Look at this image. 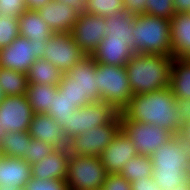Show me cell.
Returning a JSON list of instances; mask_svg holds the SVG:
<instances>
[{
	"label": "cell",
	"instance_id": "1f68e13d",
	"mask_svg": "<svg viewBox=\"0 0 190 190\" xmlns=\"http://www.w3.org/2000/svg\"><path fill=\"white\" fill-rule=\"evenodd\" d=\"M19 36L18 19L0 15V49L10 45Z\"/></svg>",
	"mask_w": 190,
	"mask_h": 190
},
{
	"label": "cell",
	"instance_id": "4316f807",
	"mask_svg": "<svg viewBox=\"0 0 190 190\" xmlns=\"http://www.w3.org/2000/svg\"><path fill=\"white\" fill-rule=\"evenodd\" d=\"M31 139L28 131L7 132L1 143L0 152L4 157L25 159Z\"/></svg>",
	"mask_w": 190,
	"mask_h": 190
},
{
	"label": "cell",
	"instance_id": "ab89813d",
	"mask_svg": "<svg viewBox=\"0 0 190 190\" xmlns=\"http://www.w3.org/2000/svg\"><path fill=\"white\" fill-rule=\"evenodd\" d=\"M147 0H123L124 10L133 15H142L145 13V4Z\"/></svg>",
	"mask_w": 190,
	"mask_h": 190
},
{
	"label": "cell",
	"instance_id": "f6af8a7d",
	"mask_svg": "<svg viewBox=\"0 0 190 190\" xmlns=\"http://www.w3.org/2000/svg\"><path fill=\"white\" fill-rule=\"evenodd\" d=\"M179 136L183 139L185 145L190 149V121L182 126Z\"/></svg>",
	"mask_w": 190,
	"mask_h": 190
},
{
	"label": "cell",
	"instance_id": "52a82bcc",
	"mask_svg": "<svg viewBox=\"0 0 190 190\" xmlns=\"http://www.w3.org/2000/svg\"><path fill=\"white\" fill-rule=\"evenodd\" d=\"M119 115L120 112L114 106L104 101L91 102L74 111L72 116L62 125V129L69 139L74 135L90 130L92 127L110 124Z\"/></svg>",
	"mask_w": 190,
	"mask_h": 190
},
{
	"label": "cell",
	"instance_id": "83f0119b",
	"mask_svg": "<svg viewBox=\"0 0 190 190\" xmlns=\"http://www.w3.org/2000/svg\"><path fill=\"white\" fill-rule=\"evenodd\" d=\"M27 86L25 73L0 67V88L5 96L25 95Z\"/></svg>",
	"mask_w": 190,
	"mask_h": 190
},
{
	"label": "cell",
	"instance_id": "836d02e7",
	"mask_svg": "<svg viewBox=\"0 0 190 190\" xmlns=\"http://www.w3.org/2000/svg\"><path fill=\"white\" fill-rule=\"evenodd\" d=\"M144 14L171 20L176 14L173 0H147Z\"/></svg>",
	"mask_w": 190,
	"mask_h": 190
},
{
	"label": "cell",
	"instance_id": "f35d334b",
	"mask_svg": "<svg viewBox=\"0 0 190 190\" xmlns=\"http://www.w3.org/2000/svg\"><path fill=\"white\" fill-rule=\"evenodd\" d=\"M176 110L182 127L190 121V99H176Z\"/></svg>",
	"mask_w": 190,
	"mask_h": 190
},
{
	"label": "cell",
	"instance_id": "60d3db41",
	"mask_svg": "<svg viewBox=\"0 0 190 190\" xmlns=\"http://www.w3.org/2000/svg\"><path fill=\"white\" fill-rule=\"evenodd\" d=\"M131 187L132 190H161L152 176L131 182Z\"/></svg>",
	"mask_w": 190,
	"mask_h": 190
},
{
	"label": "cell",
	"instance_id": "7c38bea8",
	"mask_svg": "<svg viewBox=\"0 0 190 190\" xmlns=\"http://www.w3.org/2000/svg\"><path fill=\"white\" fill-rule=\"evenodd\" d=\"M105 27V17L82 12L79 13L74 28L70 33L81 51L85 55L91 56L106 36Z\"/></svg>",
	"mask_w": 190,
	"mask_h": 190
},
{
	"label": "cell",
	"instance_id": "30bf717a",
	"mask_svg": "<svg viewBox=\"0 0 190 190\" xmlns=\"http://www.w3.org/2000/svg\"><path fill=\"white\" fill-rule=\"evenodd\" d=\"M86 56L71 33H53L45 43L43 59L55 65L61 73L68 72Z\"/></svg>",
	"mask_w": 190,
	"mask_h": 190
},
{
	"label": "cell",
	"instance_id": "277c9868",
	"mask_svg": "<svg viewBox=\"0 0 190 190\" xmlns=\"http://www.w3.org/2000/svg\"><path fill=\"white\" fill-rule=\"evenodd\" d=\"M132 49L135 54L172 56L170 20L146 14L135 17Z\"/></svg>",
	"mask_w": 190,
	"mask_h": 190
},
{
	"label": "cell",
	"instance_id": "6da1fadb",
	"mask_svg": "<svg viewBox=\"0 0 190 190\" xmlns=\"http://www.w3.org/2000/svg\"><path fill=\"white\" fill-rule=\"evenodd\" d=\"M120 119H130L154 124L168 130L175 136L181 132L176 98L170 87L145 94L133 95L121 110Z\"/></svg>",
	"mask_w": 190,
	"mask_h": 190
},
{
	"label": "cell",
	"instance_id": "44dd1931",
	"mask_svg": "<svg viewBox=\"0 0 190 190\" xmlns=\"http://www.w3.org/2000/svg\"><path fill=\"white\" fill-rule=\"evenodd\" d=\"M19 35L32 41V44L45 45L53 31L40 17L37 10H26L18 19Z\"/></svg>",
	"mask_w": 190,
	"mask_h": 190
},
{
	"label": "cell",
	"instance_id": "ee69618b",
	"mask_svg": "<svg viewBox=\"0 0 190 190\" xmlns=\"http://www.w3.org/2000/svg\"><path fill=\"white\" fill-rule=\"evenodd\" d=\"M52 0H24L27 10H38L45 7Z\"/></svg>",
	"mask_w": 190,
	"mask_h": 190
},
{
	"label": "cell",
	"instance_id": "d6a6232c",
	"mask_svg": "<svg viewBox=\"0 0 190 190\" xmlns=\"http://www.w3.org/2000/svg\"><path fill=\"white\" fill-rule=\"evenodd\" d=\"M58 92L73 102L77 109L91 103L89 100H81V90L77 84L73 83L64 73L58 84Z\"/></svg>",
	"mask_w": 190,
	"mask_h": 190
},
{
	"label": "cell",
	"instance_id": "74e56055",
	"mask_svg": "<svg viewBox=\"0 0 190 190\" xmlns=\"http://www.w3.org/2000/svg\"><path fill=\"white\" fill-rule=\"evenodd\" d=\"M101 190H132L131 183L120 174H107Z\"/></svg>",
	"mask_w": 190,
	"mask_h": 190
},
{
	"label": "cell",
	"instance_id": "7dc6e473",
	"mask_svg": "<svg viewBox=\"0 0 190 190\" xmlns=\"http://www.w3.org/2000/svg\"><path fill=\"white\" fill-rule=\"evenodd\" d=\"M0 190H24L13 185H0Z\"/></svg>",
	"mask_w": 190,
	"mask_h": 190
},
{
	"label": "cell",
	"instance_id": "3957f363",
	"mask_svg": "<svg viewBox=\"0 0 190 190\" xmlns=\"http://www.w3.org/2000/svg\"><path fill=\"white\" fill-rule=\"evenodd\" d=\"M174 57L135 54L125 65L133 95L170 87Z\"/></svg>",
	"mask_w": 190,
	"mask_h": 190
},
{
	"label": "cell",
	"instance_id": "8992f818",
	"mask_svg": "<svg viewBox=\"0 0 190 190\" xmlns=\"http://www.w3.org/2000/svg\"><path fill=\"white\" fill-rule=\"evenodd\" d=\"M106 176L99 156L70 154L66 179L69 190H101Z\"/></svg>",
	"mask_w": 190,
	"mask_h": 190
},
{
	"label": "cell",
	"instance_id": "f1b7e54d",
	"mask_svg": "<svg viewBox=\"0 0 190 190\" xmlns=\"http://www.w3.org/2000/svg\"><path fill=\"white\" fill-rule=\"evenodd\" d=\"M153 173L151 157L138 154L130 159L120 172L130 183L143 178H150Z\"/></svg>",
	"mask_w": 190,
	"mask_h": 190
},
{
	"label": "cell",
	"instance_id": "484cf974",
	"mask_svg": "<svg viewBox=\"0 0 190 190\" xmlns=\"http://www.w3.org/2000/svg\"><path fill=\"white\" fill-rule=\"evenodd\" d=\"M28 84L58 86L62 78L61 71L45 59H37L26 73Z\"/></svg>",
	"mask_w": 190,
	"mask_h": 190
},
{
	"label": "cell",
	"instance_id": "5b68a950",
	"mask_svg": "<svg viewBox=\"0 0 190 190\" xmlns=\"http://www.w3.org/2000/svg\"><path fill=\"white\" fill-rule=\"evenodd\" d=\"M95 76L102 101L121 112L133 96L126 67L97 63Z\"/></svg>",
	"mask_w": 190,
	"mask_h": 190
},
{
	"label": "cell",
	"instance_id": "f546056e",
	"mask_svg": "<svg viewBox=\"0 0 190 190\" xmlns=\"http://www.w3.org/2000/svg\"><path fill=\"white\" fill-rule=\"evenodd\" d=\"M124 10L123 0H86L84 12L109 17Z\"/></svg>",
	"mask_w": 190,
	"mask_h": 190
},
{
	"label": "cell",
	"instance_id": "7bdbcfd3",
	"mask_svg": "<svg viewBox=\"0 0 190 190\" xmlns=\"http://www.w3.org/2000/svg\"><path fill=\"white\" fill-rule=\"evenodd\" d=\"M57 2L64 3L65 5H69L79 13L84 12L86 0H55Z\"/></svg>",
	"mask_w": 190,
	"mask_h": 190
},
{
	"label": "cell",
	"instance_id": "4dcf8cb0",
	"mask_svg": "<svg viewBox=\"0 0 190 190\" xmlns=\"http://www.w3.org/2000/svg\"><path fill=\"white\" fill-rule=\"evenodd\" d=\"M76 110L77 108L73 106L72 101L57 92L53 98L52 107L48 110V114L62 127Z\"/></svg>",
	"mask_w": 190,
	"mask_h": 190
},
{
	"label": "cell",
	"instance_id": "b9f144b4",
	"mask_svg": "<svg viewBox=\"0 0 190 190\" xmlns=\"http://www.w3.org/2000/svg\"><path fill=\"white\" fill-rule=\"evenodd\" d=\"M176 13H190V0H173Z\"/></svg>",
	"mask_w": 190,
	"mask_h": 190
},
{
	"label": "cell",
	"instance_id": "2e32d148",
	"mask_svg": "<svg viewBox=\"0 0 190 190\" xmlns=\"http://www.w3.org/2000/svg\"><path fill=\"white\" fill-rule=\"evenodd\" d=\"M70 153L66 147H56L40 162L31 165L32 177L36 179L66 180Z\"/></svg>",
	"mask_w": 190,
	"mask_h": 190
},
{
	"label": "cell",
	"instance_id": "e575fe53",
	"mask_svg": "<svg viewBox=\"0 0 190 190\" xmlns=\"http://www.w3.org/2000/svg\"><path fill=\"white\" fill-rule=\"evenodd\" d=\"M54 149V146L49 145L41 140L31 139L29 141V148L26 150L25 160L30 165L36 164L49 155Z\"/></svg>",
	"mask_w": 190,
	"mask_h": 190
},
{
	"label": "cell",
	"instance_id": "5bb4252c",
	"mask_svg": "<svg viewBox=\"0 0 190 190\" xmlns=\"http://www.w3.org/2000/svg\"><path fill=\"white\" fill-rule=\"evenodd\" d=\"M137 155L132 140L120 130L99 157L107 174H120L123 166Z\"/></svg>",
	"mask_w": 190,
	"mask_h": 190
},
{
	"label": "cell",
	"instance_id": "e0dca14e",
	"mask_svg": "<svg viewBox=\"0 0 190 190\" xmlns=\"http://www.w3.org/2000/svg\"><path fill=\"white\" fill-rule=\"evenodd\" d=\"M29 135L34 140H41L56 147H66L68 139L62 127L57 124L52 116L47 113L33 115L28 129Z\"/></svg>",
	"mask_w": 190,
	"mask_h": 190
},
{
	"label": "cell",
	"instance_id": "8d00e7d4",
	"mask_svg": "<svg viewBox=\"0 0 190 190\" xmlns=\"http://www.w3.org/2000/svg\"><path fill=\"white\" fill-rule=\"evenodd\" d=\"M26 10L24 0H0V15L19 19L20 15Z\"/></svg>",
	"mask_w": 190,
	"mask_h": 190
},
{
	"label": "cell",
	"instance_id": "4fadbf2b",
	"mask_svg": "<svg viewBox=\"0 0 190 190\" xmlns=\"http://www.w3.org/2000/svg\"><path fill=\"white\" fill-rule=\"evenodd\" d=\"M33 110L25 95L5 96L0 103V125L4 131H28Z\"/></svg>",
	"mask_w": 190,
	"mask_h": 190
},
{
	"label": "cell",
	"instance_id": "8fae6325",
	"mask_svg": "<svg viewBox=\"0 0 190 190\" xmlns=\"http://www.w3.org/2000/svg\"><path fill=\"white\" fill-rule=\"evenodd\" d=\"M45 45L18 36L10 45L0 49V67L27 73L31 65L44 56Z\"/></svg>",
	"mask_w": 190,
	"mask_h": 190
},
{
	"label": "cell",
	"instance_id": "7a4b0ae2",
	"mask_svg": "<svg viewBox=\"0 0 190 190\" xmlns=\"http://www.w3.org/2000/svg\"><path fill=\"white\" fill-rule=\"evenodd\" d=\"M152 177L161 190H172L190 179V149L176 135L150 156Z\"/></svg>",
	"mask_w": 190,
	"mask_h": 190
},
{
	"label": "cell",
	"instance_id": "681fc988",
	"mask_svg": "<svg viewBox=\"0 0 190 190\" xmlns=\"http://www.w3.org/2000/svg\"><path fill=\"white\" fill-rule=\"evenodd\" d=\"M4 98H5V94L0 88V103L4 100Z\"/></svg>",
	"mask_w": 190,
	"mask_h": 190
},
{
	"label": "cell",
	"instance_id": "d4e9b609",
	"mask_svg": "<svg viewBox=\"0 0 190 190\" xmlns=\"http://www.w3.org/2000/svg\"><path fill=\"white\" fill-rule=\"evenodd\" d=\"M58 92V86L28 84L25 96L32 107L33 113H47L52 107L55 94Z\"/></svg>",
	"mask_w": 190,
	"mask_h": 190
},
{
	"label": "cell",
	"instance_id": "d6986e66",
	"mask_svg": "<svg viewBox=\"0 0 190 190\" xmlns=\"http://www.w3.org/2000/svg\"><path fill=\"white\" fill-rule=\"evenodd\" d=\"M134 55L133 49L127 45V40L104 37L91 57L96 63L125 66Z\"/></svg>",
	"mask_w": 190,
	"mask_h": 190
},
{
	"label": "cell",
	"instance_id": "bcb514c9",
	"mask_svg": "<svg viewBox=\"0 0 190 190\" xmlns=\"http://www.w3.org/2000/svg\"><path fill=\"white\" fill-rule=\"evenodd\" d=\"M172 190H190V179L186 183L176 186Z\"/></svg>",
	"mask_w": 190,
	"mask_h": 190
},
{
	"label": "cell",
	"instance_id": "ba28073f",
	"mask_svg": "<svg viewBox=\"0 0 190 190\" xmlns=\"http://www.w3.org/2000/svg\"><path fill=\"white\" fill-rule=\"evenodd\" d=\"M121 130L120 115L110 124L91 128L68 139L67 150L70 154L100 156Z\"/></svg>",
	"mask_w": 190,
	"mask_h": 190
},
{
	"label": "cell",
	"instance_id": "ffe728a7",
	"mask_svg": "<svg viewBox=\"0 0 190 190\" xmlns=\"http://www.w3.org/2000/svg\"><path fill=\"white\" fill-rule=\"evenodd\" d=\"M172 56L190 59V13H176L170 20Z\"/></svg>",
	"mask_w": 190,
	"mask_h": 190
},
{
	"label": "cell",
	"instance_id": "d590c367",
	"mask_svg": "<svg viewBox=\"0 0 190 190\" xmlns=\"http://www.w3.org/2000/svg\"><path fill=\"white\" fill-rule=\"evenodd\" d=\"M24 190H69L66 180H42L31 177Z\"/></svg>",
	"mask_w": 190,
	"mask_h": 190
},
{
	"label": "cell",
	"instance_id": "ac0fdd59",
	"mask_svg": "<svg viewBox=\"0 0 190 190\" xmlns=\"http://www.w3.org/2000/svg\"><path fill=\"white\" fill-rule=\"evenodd\" d=\"M37 11L53 33H70L79 16L77 10L55 0Z\"/></svg>",
	"mask_w": 190,
	"mask_h": 190
},
{
	"label": "cell",
	"instance_id": "9a60e30c",
	"mask_svg": "<svg viewBox=\"0 0 190 190\" xmlns=\"http://www.w3.org/2000/svg\"><path fill=\"white\" fill-rule=\"evenodd\" d=\"M97 63L91 56H84L68 72L64 73L81 90V100L102 101L95 76Z\"/></svg>",
	"mask_w": 190,
	"mask_h": 190
},
{
	"label": "cell",
	"instance_id": "9c48e42d",
	"mask_svg": "<svg viewBox=\"0 0 190 190\" xmlns=\"http://www.w3.org/2000/svg\"><path fill=\"white\" fill-rule=\"evenodd\" d=\"M121 130L132 140L138 154L151 156L156 149L168 143L175 135L152 123L120 119Z\"/></svg>",
	"mask_w": 190,
	"mask_h": 190
},
{
	"label": "cell",
	"instance_id": "603a6c76",
	"mask_svg": "<svg viewBox=\"0 0 190 190\" xmlns=\"http://www.w3.org/2000/svg\"><path fill=\"white\" fill-rule=\"evenodd\" d=\"M136 15L130 14L125 10L105 17V37L127 40V45L132 48V37Z\"/></svg>",
	"mask_w": 190,
	"mask_h": 190
},
{
	"label": "cell",
	"instance_id": "7402d4cb",
	"mask_svg": "<svg viewBox=\"0 0 190 190\" xmlns=\"http://www.w3.org/2000/svg\"><path fill=\"white\" fill-rule=\"evenodd\" d=\"M31 177V165L25 159L2 156L0 185H13L24 189Z\"/></svg>",
	"mask_w": 190,
	"mask_h": 190
},
{
	"label": "cell",
	"instance_id": "cb8c5ba5",
	"mask_svg": "<svg viewBox=\"0 0 190 190\" xmlns=\"http://www.w3.org/2000/svg\"><path fill=\"white\" fill-rule=\"evenodd\" d=\"M170 88L176 99H190V59H173Z\"/></svg>",
	"mask_w": 190,
	"mask_h": 190
},
{
	"label": "cell",
	"instance_id": "c3c4849f",
	"mask_svg": "<svg viewBox=\"0 0 190 190\" xmlns=\"http://www.w3.org/2000/svg\"><path fill=\"white\" fill-rule=\"evenodd\" d=\"M5 135H6V132L4 131V129H2V127L0 125V146H1V143H2Z\"/></svg>",
	"mask_w": 190,
	"mask_h": 190
}]
</instances>
